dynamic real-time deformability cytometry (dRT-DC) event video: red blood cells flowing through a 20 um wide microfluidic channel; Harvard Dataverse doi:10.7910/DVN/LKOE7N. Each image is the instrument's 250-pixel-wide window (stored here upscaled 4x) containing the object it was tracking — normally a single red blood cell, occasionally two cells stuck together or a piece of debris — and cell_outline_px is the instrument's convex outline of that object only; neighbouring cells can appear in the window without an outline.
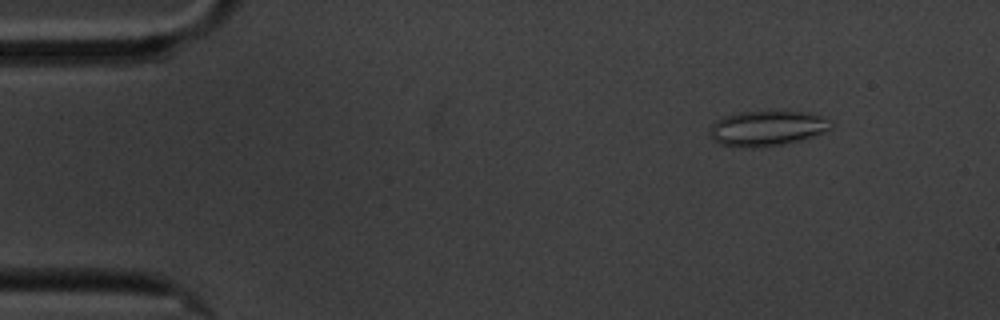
{"species": "common noctule bat (a hibernating species)", "species_latin": "Nyctalus noctula", "temperature_condition": "cold", "stored_images_in_passage": 4, "camera_frame_rate_fps": 3000, "um_per_image_px": 0.085, "animal": {"sex": "male", "body_mass_g": 20.1, "forearm_length_mm": 53.5}, "frame": {"image": 1, "passage_image": 2, "time_ms": 1.0, "image_size_px": [1000, 320], "cell_outline_px": [[832, 128], [824, 132], [800, 140], [784, 144], [760, 148], [740, 148], [720, 144], [712, 140], [708, 136], [708, 132], [712, 124], [716, 120], [724, 116], [740, 112], [768, 108], [784, 108], [808, 112], [820, 116], [828, 120], [832, 124]], "centroid_in_image_um": [65.17, 10.86], "position_along_channel_um": 19.8, "area_um2": 26.24}}
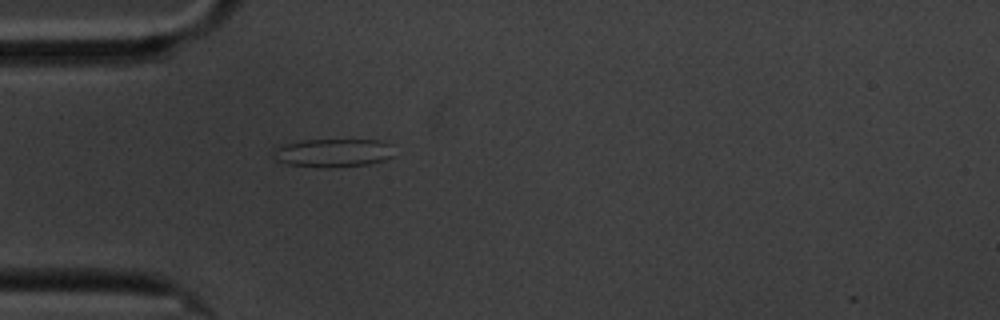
{"frame": {"image": 2, "passage_image": 4, "time_ms": 4.333, "image_size_px": [1000, 320], "cell_outline_px": [[392, 156], [384, 160], [368, 164], [320, 168], [288, 164], [276, 160], [272, 156], [272, 152], [280, 144], [300, 140], [380, 140], [392, 144]], "centroid_in_image_um": [28.26, 12.98], "position_along_channel_um": 56.7, "area_um2": 20.11}}